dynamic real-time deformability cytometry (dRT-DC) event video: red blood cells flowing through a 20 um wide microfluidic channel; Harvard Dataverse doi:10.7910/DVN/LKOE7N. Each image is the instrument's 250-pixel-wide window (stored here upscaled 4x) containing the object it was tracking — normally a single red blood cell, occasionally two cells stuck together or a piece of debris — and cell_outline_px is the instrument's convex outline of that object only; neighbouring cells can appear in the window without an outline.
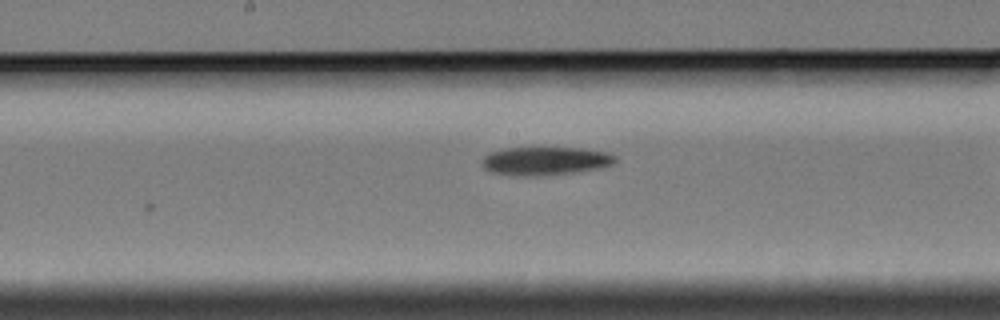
{"species": "Egyptian fruit bat (a non-hibernating species)", "species_latin": "Rousettus aegyptiacus", "temperature_condition": "cold", "stored_images_in_passage": 9, "camera_frame_rate_fps": 3000, "um_per_image_px": 0.085, "animal": {"sex": "female"}, "frame": {"image": 1, "passage_image": 8, "time_ms": 8.333, "image_size_px": [1000, 320], "cell_outline_px": [[616, 160], [612, 164], [600, 168], [580, 172], [532, 176], [516, 176], [492, 172], [484, 168], [484, 156], [492, 152], [504, 148], [580, 148], [604, 152], [616, 156]], "centroid_in_image_um": [46.37, 13.69], "position_along_channel_um": 201.8, "area_um2": 21.79}}